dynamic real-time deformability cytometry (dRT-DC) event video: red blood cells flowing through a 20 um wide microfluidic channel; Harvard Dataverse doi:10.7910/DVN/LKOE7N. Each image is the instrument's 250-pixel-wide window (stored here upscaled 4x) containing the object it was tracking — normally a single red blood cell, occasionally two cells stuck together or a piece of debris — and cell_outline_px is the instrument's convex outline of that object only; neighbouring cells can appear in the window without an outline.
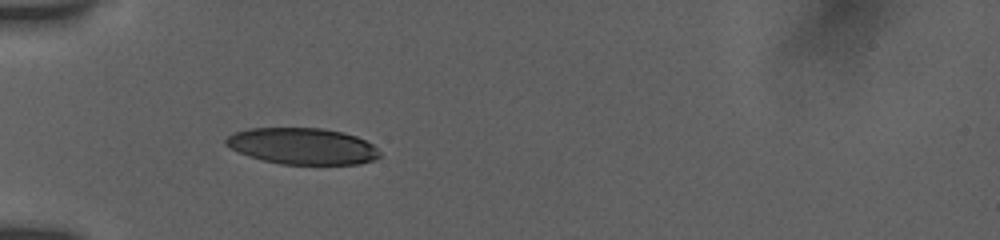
{"species": "human", "species_latin": "Homo sapiens", "temperature_condition": "room temperature", "stored_images_in_passage": 47, "camera_frame_rate_fps": 3000, "um_per_image_px": 0.085, "donor": {"sex": "female"}, "frame": {"image": 1, "passage_image": 1, "time_ms": 0.0, "image_size_px": [1000, 240], "cell_outline_px": [[380, 156], [372, 160], [360, 164], [280, 164], [248, 156], [224, 144], [224, 140], [232, 132], [248, 128], [320, 128], [344, 132], [356, 136], [372, 144], [380, 152]], "centroid_in_image_um": [25.69, 12.41], "position_along_channel_um": 59.3, "area_um2": 32.6}}
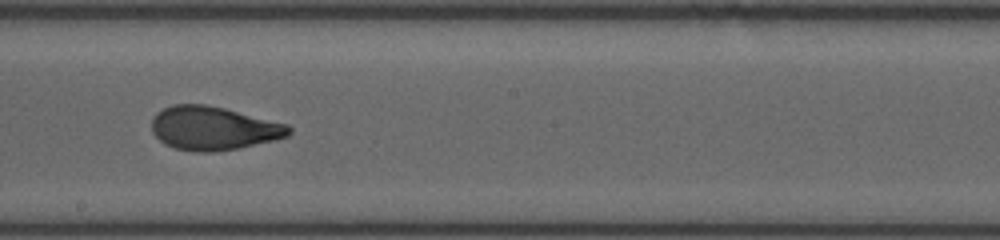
{"frame": {"image": 2, "passage_image": 15, "time_ms": 4.667, "image_size_px": [1000, 240], "cell_outline_px": [[292, 132], [288, 136], [276, 140], [240, 148], [216, 152], [196, 152], [172, 148], [164, 144], [152, 132], [152, 120], [156, 112], [172, 104], [204, 104], [224, 108], [288, 124], [292, 128]], "centroid_in_image_um": [18.15, 10.91], "position_along_channel_um": 230.1, "area_um2": 35.2}}
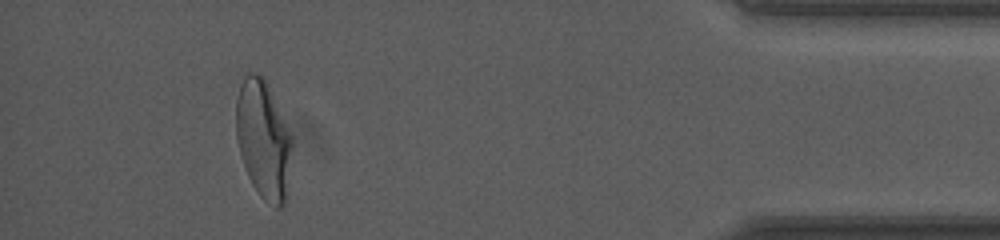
{"frame": {"image": 3, "passage_image": 42, "time_ms": 10.667, "image_size_px": [1000, 240], "cell_outline_px": [[292, 148], [288, 192], [284, 204], [280, 208], [276, 208], [264, 200], [260, 196], [252, 184], [248, 176], [240, 152], [236, 136], [236, 100], [240, 84], [244, 76], [248, 72], [256, 72], [264, 76], [292, 136]], "centroid_in_image_um": [22.4, 11.85], "position_along_channel_um": 412.8, "area_um2": 38.84}, "authors_computed_cell_mechanics": {"area_um2": 35.0268, "velocity_mm_per_s": 3.8699, "shape_relaxation_time_tau1_ms": 6.9403, "shape_relaxation_time_tau2_ms": 0.9386, "deformation_change_tau1": 0.2361, "deformation_change_tau2": 0.071}}